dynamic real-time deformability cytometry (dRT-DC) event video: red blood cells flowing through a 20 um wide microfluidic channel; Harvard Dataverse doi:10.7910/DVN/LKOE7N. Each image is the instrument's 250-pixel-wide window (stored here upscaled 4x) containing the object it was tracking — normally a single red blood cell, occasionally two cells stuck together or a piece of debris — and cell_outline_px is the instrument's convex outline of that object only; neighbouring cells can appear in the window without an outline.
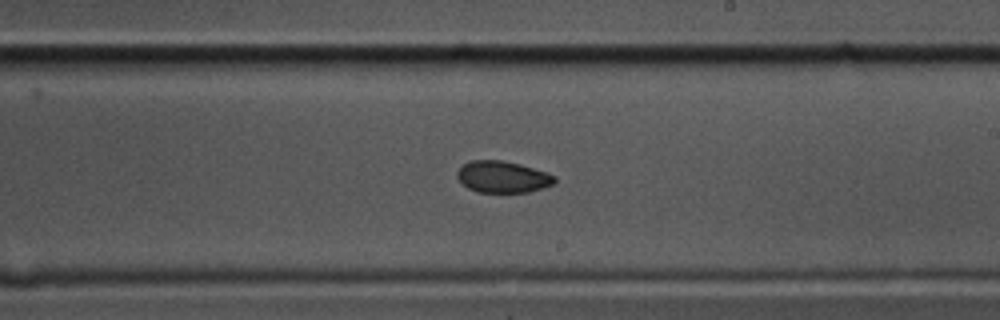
{"species": "common noctule bat (a hibernating species)", "species_latin": "Nyctalus noctula", "temperature_condition": "cold", "stored_images_in_passage": 46, "camera_frame_rate_fps": 3000, "um_per_image_px": 0.085, "animal": {"sex": "male", "body_mass_g": 17.5, "forearm_length_mm": 52.3}, "frame": {"image": 1, "passage_image": 21, "time_ms": 6.667, "image_size_px": [1000, 320], "cell_outline_px": [[556, 180], [552, 184], [528, 192], [476, 192], [468, 188], [456, 176], [456, 172], [464, 164], [472, 160], [504, 160], [520, 164], [556, 176]], "centroid_in_image_um": [42.7, 15.03], "position_along_channel_um": 246.3, "area_um2": 17.74}}
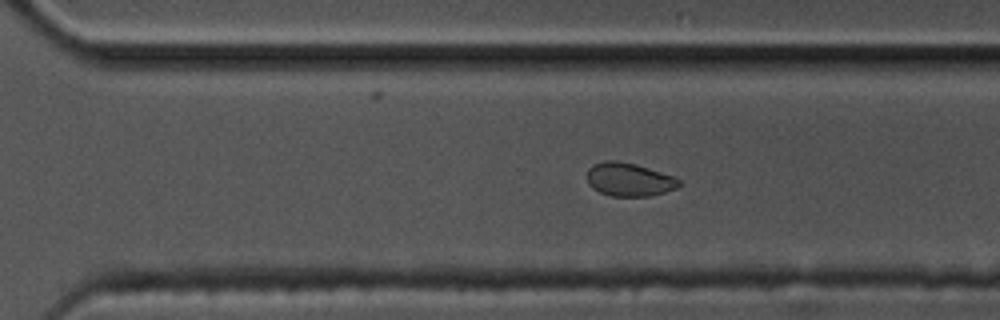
{"frame": {"image": 2, "passage_image": 27, "time_ms": 8.667, "image_size_px": [1000, 320], "cell_outline_px": [[680, 184], [676, 188], [664, 192], [648, 196], [612, 196], [600, 192], [592, 188], [588, 184], [588, 168], [592, 164], [604, 160], [616, 160], [636, 164], [672, 176], [680, 180]], "centroid_in_image_um": [53.43, 15.25], "position_along_channel_um": 317.2, "area_um2": 17.8}}
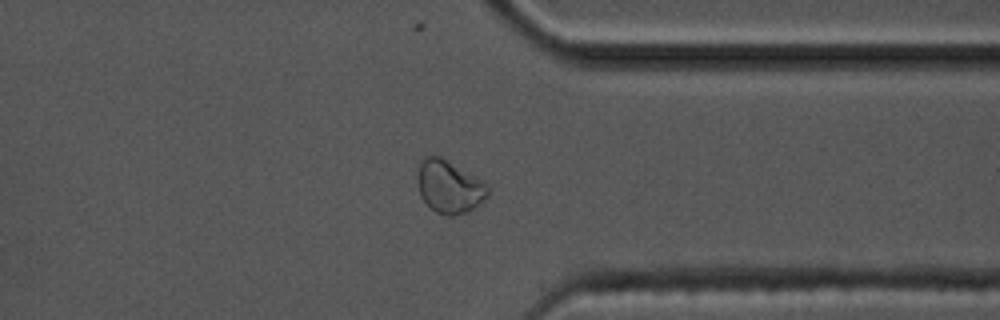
{"frame": {"image": 3, "passage_image": 32, "time_ms": 10.333, "image_size_px": [1000, 320], "cell_outline_px": [[488, 196], [480, 204], [468, 212], [456, 216], [444, 216], [436, 212], [420, 196], [420, 160], [424, 156], [432, 152], [448, 160], [480, 180], [488, 188]], "centroid_in_image_um": [38.19, 15.87], "position_along_channel_um": 373.2, "area_um2": 21.39}, "authors_computed_cell_mechanics": {"area_um2": 18.785, "velocity_mm_per_s": 3.5418, "shape_relaxation_time_tau1_ms": 4.2452, "shape_relaxation_time_tau2_ms": 2.8318, "deformation_change_tau1": 0.0821, "deformation_change_tau2": 0.0458}}